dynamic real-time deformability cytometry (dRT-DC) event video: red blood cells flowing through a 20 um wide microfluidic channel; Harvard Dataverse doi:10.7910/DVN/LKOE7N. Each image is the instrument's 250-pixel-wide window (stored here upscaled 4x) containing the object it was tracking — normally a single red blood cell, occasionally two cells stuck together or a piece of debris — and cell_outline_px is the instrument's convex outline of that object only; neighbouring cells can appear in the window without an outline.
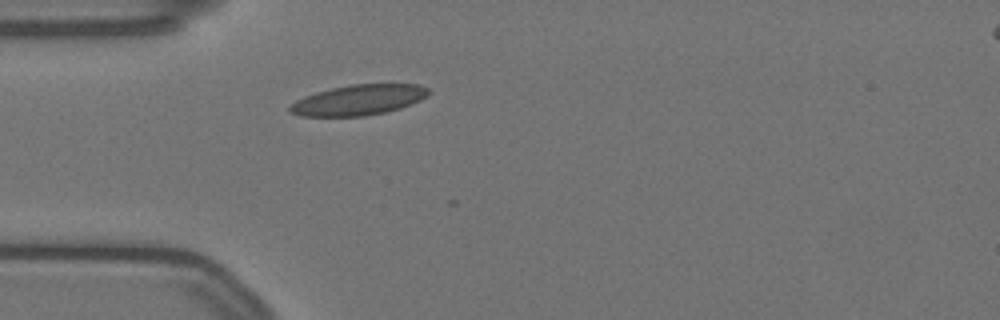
{"species": "Egyptian fruit bat (a non-hibernating species)", "species_latin": "Rousettus aegyptiacus", "temperature_condition": "warm", "stored_images_in_passage": 3, "camera_frame_rate_fps": 3000, "um_per_image_px": 0.085, "animal": {"sex": "female"}, "frame": {"image": 1, "passage_image": 1, "time_ms": 0.0, "image_size_px": [1000, 320], "cell_outline_px": [[432, 92], [428, 96], [420, 100], [400, 108], [384, 112], [364, 116], [300, 116], [288, 112], [288, 108], [296, 100], [304, 96], [316, 92], [332, 88], [352, 84], [420, 84], [428, 88]], "centroid_in_image_um": [30.49, 8.49], "position_along_channel_um": 54.5, "area_um2": 24.62}}